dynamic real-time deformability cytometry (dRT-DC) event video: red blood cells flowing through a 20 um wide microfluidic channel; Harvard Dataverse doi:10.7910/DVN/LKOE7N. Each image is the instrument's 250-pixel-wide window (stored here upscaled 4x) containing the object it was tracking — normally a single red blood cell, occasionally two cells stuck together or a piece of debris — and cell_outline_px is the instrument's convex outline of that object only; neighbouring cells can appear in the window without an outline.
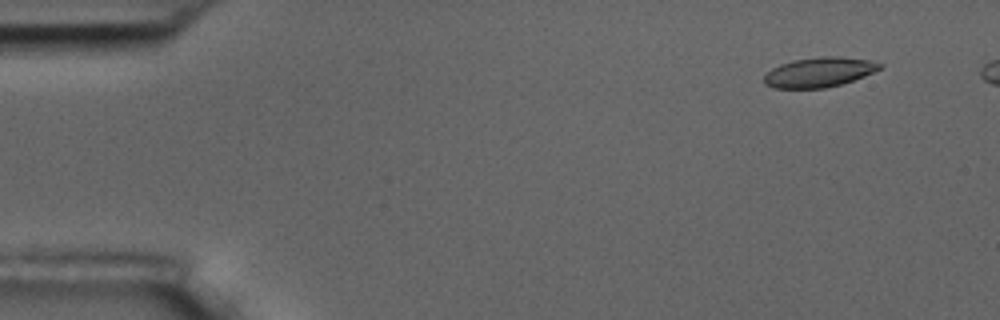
{"species": "common noctule bat (a hibernating species)", "species_latin": "Nyctalus noctula", "temperature_condition": "room temperature", "stored_images_in_passage": 7, "camera_frame_rate_fps": 3000, "um_per_image_px": 0.085, "animal": {"sex": "male", "body_mass_g": 17.5, "forearm_length_mm": 52.3}, "frame": {"image": 1, "passage_image": 2, "time_ms": 1.333, "image_size_px": [1000, 320], "cell_outline_px": [[884, 64], [880, 68], [864, 76], [840, 84], [824, 88], [772, 88], [764, 84], [764, 76], [772, 68], [780, 64], [792, 60], [820, 56], [840, 56], [868, 60]], "centroid_in_image_um": [69.59, 6.13], "position_along_channel_um": 15.4, "area_um2": 20.0}}